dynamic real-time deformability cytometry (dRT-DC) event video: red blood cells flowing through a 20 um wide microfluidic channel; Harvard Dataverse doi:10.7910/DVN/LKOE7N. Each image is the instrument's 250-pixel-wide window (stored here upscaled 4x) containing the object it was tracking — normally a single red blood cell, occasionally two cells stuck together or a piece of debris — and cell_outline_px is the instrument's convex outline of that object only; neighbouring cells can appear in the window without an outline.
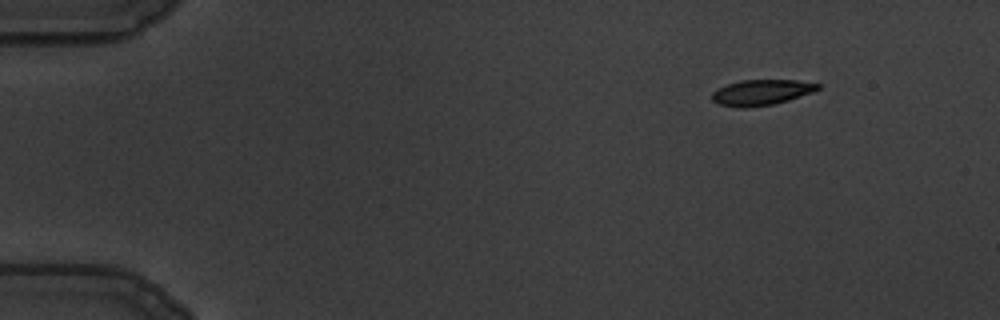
{"species": "common noctule bat (a hibernating species)", "species_latin": "Nyctalus noctula", "temperature_condition": "warm", "stored_images_in_passage": 10, "camera_frame_rate_fps": 3000, "um_per_image_px": 0.085, "animal": {"sex": "male", "body_mass_g": 19.5, "forearm_length_mm": 54.6}, "frame": {"image": 1, "passage_image": 1, "time_ms": 0.0, "image_size_px": [1000, 320], "cell_outline_px": [[820, 88], [812, 92], [788, 100], [772, 104], [744, 108], [740, 108], [716, 104], [712, 100], [712, 92], [716, 88], [740, 80], [796, 80], [820, 84]], "centroid_in_image_um": [64.66, 7.85], "position_along_channel_um": 20.3, "area_um2": 15.78}}